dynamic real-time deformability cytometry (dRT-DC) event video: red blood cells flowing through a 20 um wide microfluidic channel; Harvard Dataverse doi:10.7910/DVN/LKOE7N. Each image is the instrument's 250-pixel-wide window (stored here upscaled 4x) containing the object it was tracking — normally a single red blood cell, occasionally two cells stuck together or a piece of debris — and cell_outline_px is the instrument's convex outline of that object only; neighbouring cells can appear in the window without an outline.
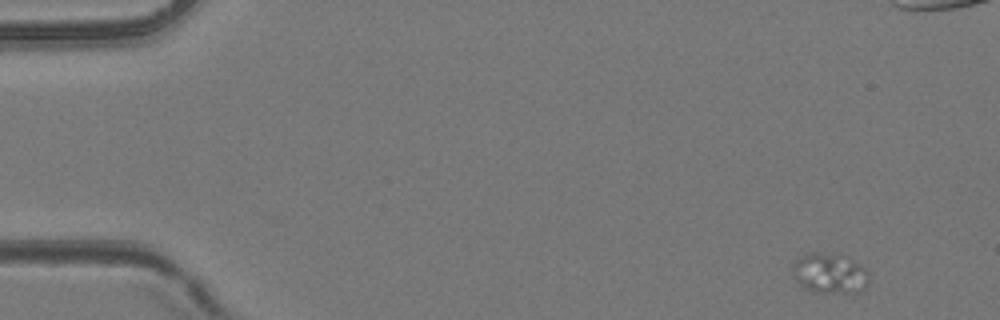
{"species": "common noctule bat (a hibernating species)", "species_latin": "Nyctalus noctula", "temperature_condition": "room temperature", "stored_images_in_passage": 5, "camera_frame_rate_fps": 3000, "um_per_image_px": 0.085, "animal": {"sex": "female", "body_mass_g": 24.6, "forearm_length_mm": 56.2}, "frame": {"image": 1, "passage_image": 1, "time_ms": 0.0, "image_size_px": [1000, 320], "cell_outline_px": [[868, 284], [860, 292], [812, 292], [804, 288], [796, 280], [792, 272], [792, 260], [808, 252], [816, 252], [836, 256], [852, 260], [868, 268]], "centroid_in_image_um": [70.49, 23.24], "position_along_channel_um": 14.5, "area_um2": 17.86}}